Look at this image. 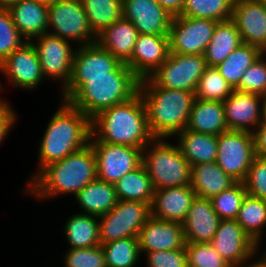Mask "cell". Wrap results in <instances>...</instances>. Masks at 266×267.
Returning <instances> with one entry per match:
<instances>
[{
	"label": "cell",
	"instance_id": "ac0fdd59",
	"mask_svg": "<svg viewBox=\"0 0 266 267\" xmlns=\"http://www.w3.org/2000/svg\"><path fill=\"white\" fill-rule=\"evenodd\" d=\"M169 53V35L138 34L132 57L125 64L142 80L159 68Z\"/></svg>",
	"mask_w": 266,
	"mask_h": 267
},
{
	"label": "cell",
	"instance_id": "7bdbcfd3",
	"mask_svg": "<svg viewBox=\"0 0 266 267\" xmlns=\"http://www.w3.org/2000/svg\"><path fill=\"white\" fill-rule=\"evenodd\" d=\"M64 259V267H107L101 245L91 248H69Z\"/></svg>",
	"mask_w": 266,
	"mask_h": 267
},
{
	"label": "cell",
	"instance_id": "8d00e7d4",
	"mask_svg": "<svg viewBox=\"0 0 266 267\" xmlns=\"http://www.w3.org/2000/svg\"><path fill=\"white\" fill-rule=\"evenodd\" d=\"M235 0H185L180 16L226 21L231 19Z\"/></svg>",
	"mask_w": 266,
	"mask_h": 267
},
{
	"label": "cell",
	"instance_id": "44dd1931",
	"mask_svg": "<svg viewBox=\"0 0 266 267\" xmlns=\"http://www.w3.org/2000/svg\"><path fill=\"white\" fill-rule=\"evenodd\" d=\"M195 197L196 193L190 185L155 190L151 216L163 221L183 223Z\"/></svg>",
	"mask_w": 266,
	"mask_h": 267
},
{
	"label": "cell",
	"instance_id": "5b68a950",
	"mask_svg": "<svg viewBox=\"0 0 266 267\" xmlns=\"http://www.w3.org/2000/svg\"><path fill=\"white\" fill-rule=\"evenodd\" d=\"M147 123L154 138L173 137L186 129L195 92L158 86H139Z\"/></svg>",
	"mask_w": 266,
	"mask_h": 267
},
{
	"label": "cell",
	"instance_id": "d590c367",
	"mask_svg": "<svg viewBox=\"0 0 266 267\" xmlns=\"http://www.w3.org/2000/svg\"><path fill=\"white\" fill-rule=\"evenodd\" d=\"M101 246L107 267H135L141 256L138 237H126Z\"/></svg>",
	"mask_w": 266,
	"mask_h": 267
},
{
	"label": "cell",
	"instance_id": "ffe728a7",
	"mask_svg": "<svg viewBox=\"0 0 266 267\" xmlns=\"http://www.w3.org/2000/svg\"><path fill=\"white\" fill-rule=\"evenodd\" d=\"M140 253L177 250L185 247L182 223L150 217L138 235Z\"/></svg>",
	"mask_w": 266,
	"mask_h": 267
},
{
	"label": "cell",
	"instance_id": "b9f144b4",
	"mask_svg": "<svg viewBox=\"0 0 266 267\" xmlns=\"http://www.w3.org/2000/svg\"><path fill=\"white\" fill-rule=\"evenodd\" d=\"M188 267H225L228 263L210 243H186Z\"/></svg>",
	"mask_w": 266,
	"mask_h": 267
},
{
	"label": "cell",
	"instance_id": "3957f363",
	"mask_svg": "<svg viewBox=\"0 0 266 267\" xmlns=\"http://www.w3.org/2000/svg\"><path fill=\"white\" fill-rule=\"evenodd\" d=\"M91 137L109 144L144 149L154 137L140 93L96 114L91 119Z\"/></svg>",
	"mask_w": 266,
	"mask_h": 267
},
{
	"label": "cell",
	"instance_id": "1f68e13d",
	"mask_svg": "<svg viewBox=\"0 0 266 267\" xmlns=\"http://www.w3.org/2000/svg\"><path fill=\"white\" fill-rule=\"evenodd\" d=\"M114 185L118 200L144 203L153 201L155 190L143 164L125 174Z\"/></svg>",
	"mask_w": 266,
	"mask_h": 267
},
{
	"label": "cell",
	"instance_id": "db71d44e",
	"mask_svg": "<svg viewBox=\"0 0 266 267\" xmlns=\"http://www.w3.org/2000/svg\"><path fill=\"white\" fill-rule=\"evenodd\" d=\"M225 267H240V266H236V265H233V264H227Z\"/></svg>",
	"mask_w": 266,
	"mask_h": 267
},
{
	"label": "cell",
	"instance_id": "e0dca14e",
	"mask_svg": "<svg viewBox=\"0 0 266 267\" xmlns=\"http://www.w3.org/2000/svg\"><path fill=\"white\" fill-rule=\"evenodd\" d=\"M231 20L243 43L266 53V6L262 0H235Z\"/></svg>",
	"mask_w": 266,
	"mask_h": 267
},
{
	"label": "cell",
	"instance_id": "4316f807",
	"mask_svg": "<svg viewBox=\"0 0 266 267\" xmlns=\"http://www.w3.org/2000/svg\"><path fill=\"white\" fill-rule=\"evenodd\" d=\"M235 183L216 162L199 163L191 168L190 186L197 197L211 199Z\"/></svg>",
	"mask_w": 266,
	"mask_h": 267
},
{
	"label": "cell",
	"instance_id": "816d5d0a",
	"mask_svg": "<svg viewBox=\"0 0 266 267\" xmlns=\"http://www.w3.org/2000/svg\"><path fill=\"white\" fill-rule=\"evenodd\" d=\"M18 0H0V8H8Z\"/></svg>",
	"mask_w": 266,
	"mask_h": 267
},
{
	"label": "cell",
	"instance_id": "9a60e30c",
	"mask_svg": "<svg viewBox=\"0 0 266 267\" xmlns=\"http://www.w3.org/2000/svg\"><path fill=\"white\" fill-rule=\"evenodd\" d=\"M0 72L10 79L11 85L25 91L37 89L45 78L37 51L31 41H25L0 63Z\"/></svg>",
	"mask_w": 266,
	"mask_h": 267
},
{
	"label": "cell",
	"instance_id": "f907efd6",
	"mask_svg": "<svg viewBox=\"0 0 266 267\" xmlns=\"http://www.w3.org/2000/svg\"><path fill=\"white\" fill-rule=\"evenodd\" d=\"M263 256L258 257L257 264L255 267H266V253L264 251V254L261 253ZM262 257V258H261Z\"/></svg>",
	"mask_w": 266,
	"mask_h": 267
},
{
	"label": "cell",
	"instance_id": "11a10c76",
	"mask_svg": "<svg viewBox=\"0 0 266 267\" xmlns=\"http://www.w3.org/2000/svg\"><path fill=\"white\" fill-rule=\"evenodd\" d=\"M2 91V85H1V82H0V92Z\"/></svg>",
	"mask_w": 266,
	"mask_h": 267
},
{
	"label": "cell",
	"instance_id": "6da1fadb",
	"mask_svg": "<svg viewBox=\"0 0 266 267\" xmlns=\"http://www.w3.org/2000/svg\"><path fill=\"white\" fill-rule=\"evenodd\" d=\"M140 79L121 62L109 75L71 76L61 93L64 101L92 119L102 110L123 103L139 91Z\"/></svg>",
	"mask_w": 266,
	"mask_h": 267
},
{
	"label": "cell",
	"instance_id": "5bb4252c",
	"mask_svg": "<svg viewBox=\"0 0 266 267\" xmlns=\"http://www.w3.org/2000/svg\"><path fill=\"white\" fill-rule=\"evenodd\" d=\"M210 244L228 264L240 267H255L257 264V260L252 263L248 261L254 260L253 256L259 246L244 232L235 219L220 220Z\"/></svg>",
	"mask_w": 266,
	"mask_h": 267
},
{
	"label": "cell",
	"instance_id": "7dc6e473",
	"mask_svg": "<svg viewBox=\"0 0 266 267\" xmlns=\"http://www.w3.org/2000/svg\"><path fill=\"white\" fill-rule=\"evenodd\" d=\"M256 156L266 158V123H261L253 132Z\"/></svg>",
	"mask_w": 266,
	"mask_h": 267
},
{
	"label": "cell",
	"instance_id": "c3c4849f",
	"mask_svg": "<svg viewBox=\"0 0 266 267\" xmlns=\"http://www.w3.org/2000/svg\"><path fill=\"white\" fill-rule=\"evenodd\" d=\"M156 1L173 16L180 15L185 4V0H156Z\"/></svg>",
	"mask_w": 266,
	"mask_h": 267
},
{
	"label": "cell",
	"instance_id": "7a4b0ae2",
	"mask_svg": "<svg viewBox=\"0 0 266 267\" xmlns=\"http://www.w3.org/2000/svg\"><path fill=\"white\" fill-rule=\"evenodd\" d=\"M97 179L94 150L90 143L64 159L48 164L32 175L26 193L40 199L80 192Z\"/></svg>",
	"mask_w": 266,
	"mask_h": 267
},
{
	"label": "cell",
	"instance_id": "f6af8a7d",
	"mask_svg": "<svg viewBox=\"0 0 266 267\" xmlns=\"http://www.w3.org/2000/svg\"><path fill=\"white\" fill-rule=\"evenodd\" d=\"M146 265L148 267H188L186 248L147 252Z\"/></svg>",
	"mask_w": 266,
	"mask_h": 267
},
{
	"label": "cell",
	"instance_id": "8992f818",
	"mask_svg": "<svg viewBox=\"0 0 266 267\" xmlns=\"http://www.w3.org/2000/svg\"><path fill=\"white\" fill-rule=\"evenodd\" d=\"M142 164L154 190L191 183L192 166L182 156L178 145H172L165 138H154L142 149Z\"/></svg>",
	"mask_w": 266,
	"mask_h": 267
},
{
	"label": "cell",
	"instance_id": "836d02e7",
	"mask_svg": "<svg viewBox=\"0 0 266 267\" xmlns=\"http://www.w3.org/2000/svg\"><path fill=\"white\" fill-rule=\"evenodd\" d=\"M235 220L259 246L263 229L266 227V200L246 194Z\"/></svg>",
	"mask_w": 266,
	"mask_h": 267
},
{
	"label": "cell",
	"instance_id": "681fc988",
	"mask_svg": "<svg viewBox=\"0 0 266 267\" xmlns=\"http://www.w3.org/2000/svg\"><path fill=\"white\" fill-rule=\"evenodd\" d=\"M266 123V94L262 96V122Z\"/></svg>",
	"mask_w": 266,
	"mask_h": 267
},
{
	"label": "cell",
	"instance_id": "f5cc1de1",
	"mask_svg": "<svg viewBox=\"0 0 266 267\" xmlns=\"http://www.w3.org/2000/svg\"><path fill=\"white\" fill-rule=\"evenodd\" d=\"M34 1H37L39 3L46 4V5H50V4H52L56 0H34Z\"/></svg>",
	"mask_w": 266,
	"mask_h": 267
},
{
	"label": "cell",
	"instance_id": "bcb514c9",
	"mask_svg": "<svg viewBox=\"0 0 266 267\" xmlns=\"http://www.w3.org/2000/svg\"><path fill=\"white\" fill-rule=\"evenodd\" d=\"M10 106L9 102L3 101L0 104V143L7 136L8 132L14 126L16 122L17 115Z\"/></svg>",
	"mask_w": 266,
	"mask_h": 267
},
{
	"label": "cell",
	"instance_id": "484cf974",
	"mask_svg": "<svg viewBox=\"0 0 266 267\" xmlns=\"http://www.w3.org/2000/svg\"><path fill=\"white\" fill-rule=\"evenodd\" d=\"M186 129L215 136L228 131L223 102L196 98Z\"/></svg>",
	"mask_w": 266,
	"mask_h": 267
},
{
	"label": "cell",
	"instance_id": "d4e9b609",
	"mask_svg": "<svg viewBox=\"0 0 266 267\" xmlns=\"http://www.w3.org/2000/svg\"><path fill=\"white\" fill-rule=\"evenodd\" d=\"M137 36L138 31L131 21L122 17L97 35V43L126 63L132 57Z\"/></svg>",
	"mask_w": 266,
	"mask_h": 267
},
{
	"label": "cell",
	"instance_id": "d6a6232c",
	"mask_svg": "<svg viewBox=\"0 0 266 267\" xmlns=\"http://www.w3.org/2000/svg\"><path fill=\"white\" fill-rule=\"evenodd\" d=\"M264 52L246 43L237 47L223 62L216 66L220 74L229 85L235 90L242 78L243 73L263 54Z\"/></svg>",
	"mask_w": 266,
	"mask_h": 267
},
{
	"label": "cell",
	"instance_id": "7c38bea8",
	"mask_svg": "<svg viewBox=\"0 0 266 267\" xmlns=\"http://www.w3.org/2000/svg\"><path fill=\"white\" fill-rule=\"evenodd\" d=\"M217 23L210 19L174 16L168 34L170 52L204 55Z\"/></svg>",
	"mask_w": 266,
	"mask_h": 267
},
{
	"label": "cell",
	"instance_id": "8fae6325",
	"mask_svg": "<svg viewBox=\"0 0 266 267\" xmlns=\"http://www.w3.org/2000/svg\"><path fill=\"white\" fill-rule=\"evenodd\" d=\"M94 150L97 179L116 184L125 174L142 164V149L132 146L115 145L94 140L89 142Z\"/></svg>",
	"mask_w": 266,
	"mask_h": 267
},
{
	"label": "cell",
	"instance_id": "ee69618b",
	"mask_svg": "<svg viewBox=\"0 0 266 267\" xmlns=\"http://www.w3.org/2000/svg\"><path fill=\"white\" fill-rule=\"evenodd\" d=\"M244 184L248 195L266 200V158H254Z\"/></svg>",
	"mask_w": 266,
	"mask_h": 267
},
{
	"label": "cell",
	"instance_id": "4dcf8cb0",
	"mask_svg": "<svg viewBox=\"0 0 266 267\" xmlns=\"http://www.w3.org/2000/svg\"><path fill=\"white\" fill-rule=\"evenodd\" d=\"M63 232L71 248H91L100 245L97 216L82 212L72 215L66 221Z\"/></svg>",
	"mask_w": 266,
	"mask_h": 267
},
{
	"label": "cell",
	"instance_id": "9c48e42d",
	"mask_svg": "<svg viewBox=\"0 0 266 267\" xmlns=\"http://www.w3.org/2000/svg\"><path fill=\"white\" fill-rule=\"evenodd\" d=\"M151 204L118 200L108 213L99 217L100 245L126 237H138L140 229L151 217Z\"/></svg>",
	"mask_w": 266,
	"mask_h": 267
},
{
	"label": "cell",
	"instance_id": "f546056e",
	"mask_svg": "<svg viewBox=\"0 0 266 267\" xmlns=\"http://www.w3.org/2000/svg\"><path fill=\"white\" fill-rule=\"evenodd\" d=\"M241 44V35L231 19L218 22L204 52L207 65L216 67Z\"/></svg>",
	"mask_w": 266,
	"mask_h": 267
},
{
	"label": "cell",
	"instance_id": "ba28073f",
	"mask_svg": "<svg viewBox=\"0 0 266 267\" xmlns=\"http://www.w3.org/2000/svg\"><path fill=\"white\" fill-rule=\"evenodd\" d=\"M47 33L69 42H80V47L97 42L81 0H56L48 5Z\"/></svg>",
	"mask_w": 266,
	"mask_h": 267
},
{
	"label": "cell",
	"instance_id": "4fadbf2b",
	"mask_svg": "<svg viewBox=\"0 0 266 267\" xmlns=\"http://www.w3.org/2000/svg\"><path fill=\"white\" fill-rule=\"evenodd\" d=\"M33 39L31 42L37 51L44 77L60 80L64 89L71 79L75 48L69 41L50 33Z\"/></svg>",
	"mask_w": 266,
	"mask_h": 267
},
{
	"label": "cell",
	"instance_id": "7402d4cb",
	"mask_svg": "<svg viewBox=\"0 0 266 267\" xmlns=\"http://www.w3.org/2000/svg\"><path fill=\"white\" fill-rule=\"evenodd\" d=\"M220 220L211 199L196 196L182 223L186 243H210Z\"/></svg>",
	"mask_w": 266,
	"mask_h": 267
},
{
	"label": "cell",
	"instance_id": "277c9868",
	"mask_svg": "<svg viewBox=\"0 0 266 267\" xmlns=\"http://www.w3.org/2000/svg\"><path fill=\"white\" fill-rule=\"evenodd\" d=\"M53 114L39 146V170L64 159L90 142L91 119L67 101Z\"/></svg>",
	"mask_w": 266,
	"mask_h": 267
},
{
	"label": "cell",
	"instance_id": "83f0119b",
	"mask_svg": "<svg viewBox=\"0 0 266 267\" xmlns=\"http://www.w3.org/2000/svg\"><path fill=\"white\" fill-rule=\"evenodd\" d=\"M177 145L191 166L216 162L218 139L212 134L196 133L187 129L177 133Z\"/></svg>",
	"mask_w": 266,
	"mask_h": 267
},
{
	"label": "cell",
	"instance_id": "74e56055",
	"mask_svg": "<svg viewBox=\"0 0 266 267\" xmlns=\"http://www.w3.org/2000/svg\"><path fill=\"white\" fill-rule=\"evenodd\" d=\"M233 92V88L220 74L216 67L208 66L199 79L195 98L204 101L226 100Z\"/></svg>",
	"mask_w": 266,
	"mask_h": 267
},
{
	"label": "cell",
	"instance_id": "cb8c5ba5",
	"mask_svg": "<svg viewBox=\"0 0 266 267\" xmlns=\"http://www.w3.org/2000/svg\"><path fill=\"white\" fill-rule=\"evenodd\" d=\"M121 62L97 42L75 49L71 76L109 75Z\"/></svg>",
	"mask_w": 266,
	"mask_h": 267
},
{
	"label": "cell",
	"instance_id": "e575fe53",
	"mask_svg": "<svg viewBox=\"0 0 266 267\" xmlns=\"http://www.w3.org/2000/svg\"><path fill=\"white\" fill-rule=\"evenodd\" d=\"M90 29L97 36L123 17L122 0H81Z\"/></svg>",
	"mask_w": 266,
	"mask_h": 267
},
{
	"label": "cell",
	"instance_id": "2e32d148",
	"mask_svg": "<svg viewBox=\"0 0 266 267\" xmlns=\"http://www.w3.org/2000/svg\"><path fill=\"white\" fill-rule=\"evenodd\" d=\"M122 11L138 34L168 35L174 17L156 0H122Z\"/></svg>",
	"mask_w": 266,
	"mask_h": 267
},
{
	"label": "cell",
	"instance_id": "d6986e66",
	"mask_svg": "<svg viewBox=\"0 0 266 267\" xmlns=\"http://www.w3.org/2000/svg\"><path fill=\"white\" fill-rule=\"evenodd\" d=\"M223 105L229 130L253 133L262 122L261 95L233 90Z\"/></svg>",
	"mask_w": 266,
	"mask_h": 267
},
{
	"label": "cell",
	"instance_id": "ab89813d",
	"mask_svg": "<svg viewBox=\"0 0 266 267\" xmlns=\"http://www.w3.org/2000/svg\"><path fill=\"white\" fill-rule=\"evenodd\" d=\"M7 8H0V63L26 40H22Z\"/></svg>",
	"mask_w": 266,
	"mask_h": 267
},
{
	"label": "cell",
	"instance_id": "f35d334b",
	"mask_svg": "<svg viewBox=\"0 0 266 267\" xmlns=\"http://www.w3.org/2000/svg\"><path fill=\"white\" fill-rule=\"evenodd\" d=\"M247 191L244 182H236L229 189L211 198L213 208L221 220L236 219Z\"/></svg>",
	"mask_w": 266,
	"mask_h": 267
},
{
	"label": "cell",
	"instance_id": "603a6c76",
	"mask_svg": "<svg viewBox=\"0 0 266 267\" xmlns=\"http://www.w3.org/2000/svg\"><path fill=\"white\" fill-rule=\"evenodd\" d=\"M7 9L24 40L31 41L47 33L48 5L34 0H18Z\"/></svg>",
	"mask_w": 266,
	"mask_h": 267
},
{
	"label": "cell",
	"instance_id": "30bf717a",
	"mask_svg": "<svg viewBox=\"0 0 266 267\" xmlns=\"http://www.w3.org/2000/svg\"><path fill=\"white\" fill-rule=\"evenodd\" d=\"M217 139V165L236 182H244L256 157L253 133L228 130Z\"/></svg>",
	"mask_w": 266,
	"mask_h": 267
},
{
	"label": "cell",
	"instance_id": "60d3db41",
	"mask_svg": "<svg viewBox=\"0 0 266 267\" xmlns=\"http://www.w3.org/2000/svg\"><path fill=\"white\" fill-rule=\"evenodd\" d=\"M235 90L261 96L266 94V53H263L243 73L241 81Z\"/></svg>",
	"mask_w": 266,
	"mask_h": 267
},
{
	"label": "cell",
	"instance_id": "f1b7e54d",
	"mask_svg": "<svg viewBox=\"0 0 266 267\" xmlns=\"http://www.w3.org/2000/svg\"><path fill=\"white\" fill-rule=\"evenodd\" d=\"M84 214L100 217L108 213L116 204L115 185L96 179L75 195Z\"/></svg>",
	"mask_w": 266,
	"mask_h": 267
},
{
	"label": "cell",
	"instance_id": "52a82bcc",
	"mask_svg": "<svg viewBox=\"0 0 266 267\" xmlns=\"http://www.w3.org/2000/svg\"><path fill=\"white\" fill-rule=\"evenodd\" d=\"M208 67L204 55L169 53L168 58L139 86H158L195 92L199 79Z\"/></svg>",
	"mask_w": 266,
	"mask_h": 267
}]
</instances>
